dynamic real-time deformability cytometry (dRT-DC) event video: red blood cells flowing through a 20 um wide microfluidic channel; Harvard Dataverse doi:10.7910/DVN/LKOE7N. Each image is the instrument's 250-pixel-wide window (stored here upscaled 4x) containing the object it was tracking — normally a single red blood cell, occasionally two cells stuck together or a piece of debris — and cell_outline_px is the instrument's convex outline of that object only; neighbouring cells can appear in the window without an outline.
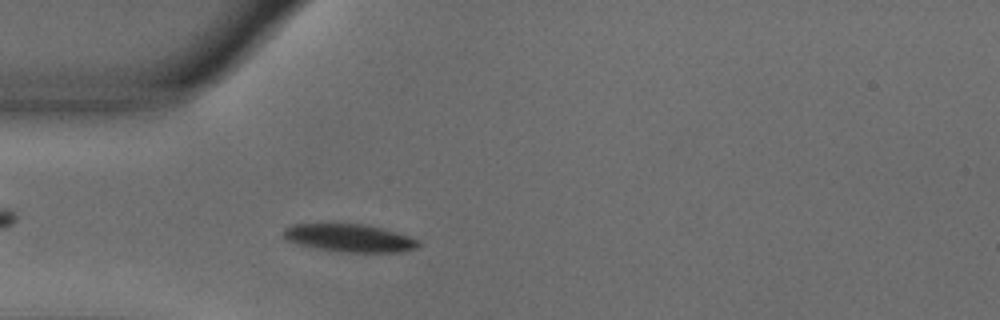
{"species": "common noctule bat (a hibernating species)", "species_latin": "Nyctalus noctula", "temperature_condition": "warm", "stored_images_in_passage": 51, "camera_frame_rate_fps": 3000, "um_per_image_px": 0.085, "animal": {"sex": "male", "body_mass_g": 18.8}, "frame": {"image": 1, "passage_image": 12, "time_ms": 3.667, "image_size_px": [1000, 320], "cell_outline_px": [[420, 244], [416, 248], [400, 252], [340, 252], [316, 248], [296, 244], [288, 240], [284, 236], [284, 228], [292, 224], [368, 224], [408, 236], [420, 240]], "centroid_in_image_um": [29.71, 20.23], "position_along_channel_um": 55.3, "area_um2": 21.85}}
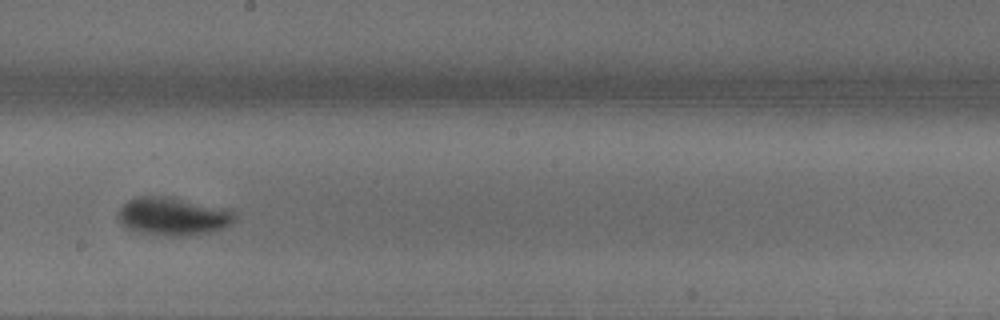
{"frame": {"image": 2, "passage_image": 27, "time_ms": 8.667, "image_size_px": [1000, 320], "cell_outline_px": [[236, 220], [232, 224], [224, 228], [208, 232], [184, 236], [164, 236], [136, 232], [124, 228], [116, 216], [116, 212], [128, 200], [136, 196], [164, 196], [220, 208], [232, 212], [236, 216]], "centroid_in_image_um": [14.61, 18.41], "position_along_channel_um": 233.6, "area_um2": 25.78}}
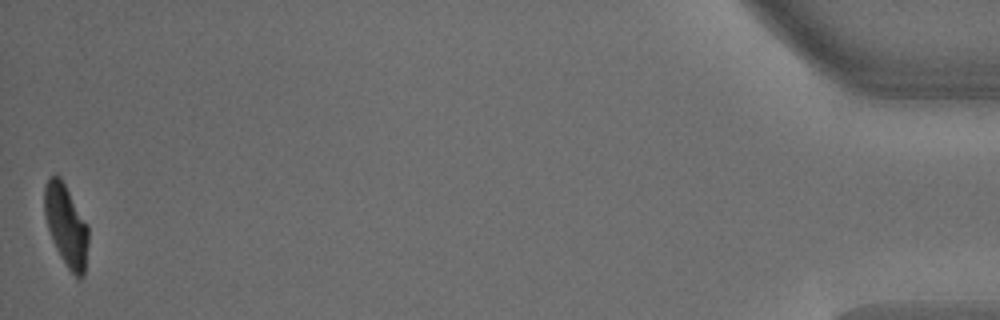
{"frame": {"image": 3, "passage_image": 51, "time_ms": 16.667, "image_size_px": [1000, 320], "cell_outline_px": [[88, 244], [84, 276], [80, 280], [68, 268], [60, 256], [56, 248], [48, 228], [44, 216], [44, 188], [48, 180], [52, 176], [60, 176], [88, 224]], "centroid_in_image_um": [5.63, 19.18], "position_along_channel_um": 429.6, "area_um2": 20.81}, "authors_computed_cell_mechanics": {"area_um2": 22.7154, "velocity_mm_per_s": 3.6467, "shape_relaxation_time_tau1_ms": 4.1087, "shape_relaxation_time_tau2_ms": null, "deformation_change_tau1": 0.201, "deformation_change_tau2": null}}